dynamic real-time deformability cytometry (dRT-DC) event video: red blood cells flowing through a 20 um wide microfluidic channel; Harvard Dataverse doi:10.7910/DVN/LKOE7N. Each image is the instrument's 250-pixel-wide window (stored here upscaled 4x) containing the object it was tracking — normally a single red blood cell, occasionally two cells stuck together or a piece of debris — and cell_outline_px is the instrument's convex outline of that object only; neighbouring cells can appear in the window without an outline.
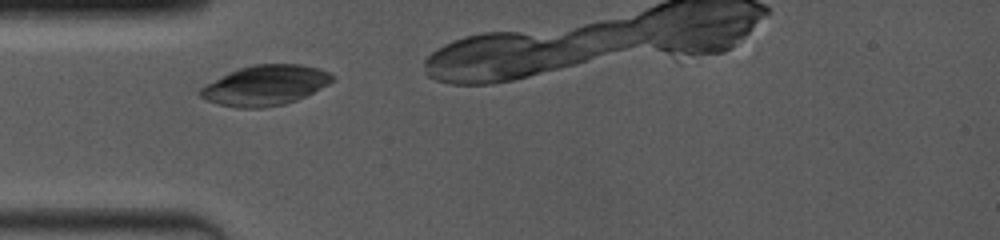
{"species": "common noctule bat (a hibernating species)", "species_latin": "Nyctalus noctula", "temperature_condition": "room temperature", "stored_images_in_passage": 5, "camera_frame_rate_fps": 4000, "um_per_image_px": 0.085, "animal": {"sex": "female", "body_mass_g": 19.0, "forearm_length_mm": 53.3}, "frame": {"image": 1, "passage_image": 1, "time_ms": 0.0, "image_size_px": [1000, 240], "cell_outline_px": [[332, 80], [328, 84], [296, 100], [284, 104], [264, 108], [240, 108], [220, 104], [208, 100], [200, 96], [196, 92], [204, 84], [240, 68], [256, 64], [300, 64], [320, 68], [328, 72], [332, 76]], "centroid_in_image_um": [22.51, 7.25], "position_along_channel_um": 62.5, "area_um2": 30.52}}
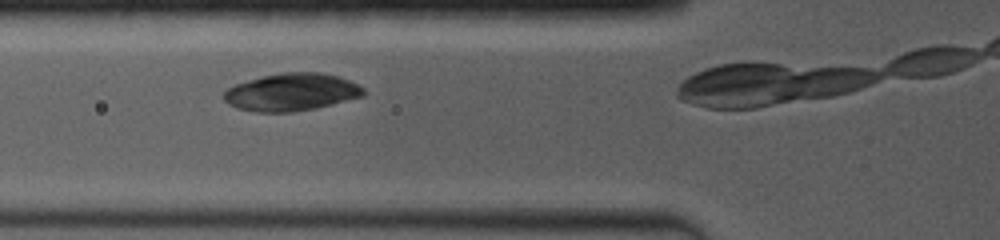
{"frame": {"image": 2, "passage_image": 2, "time_ms": 1.0, "image_size_px": [1000, 240], "cell_outline_px": [[364, 96], [316, 108], [292, 112], [256, 112], [236, 108], [228, 104], [224, 100], [224, 92], [228, 88], [236, 84], [248, 80], [264, 76], [284, 72], [320, 72], [336, 76], [348, 80], [364, 88]], "centroid_in_image_um": [24.76, 7.84], "position_along_channel_um": 101.0, "area_um2": 30.4}}